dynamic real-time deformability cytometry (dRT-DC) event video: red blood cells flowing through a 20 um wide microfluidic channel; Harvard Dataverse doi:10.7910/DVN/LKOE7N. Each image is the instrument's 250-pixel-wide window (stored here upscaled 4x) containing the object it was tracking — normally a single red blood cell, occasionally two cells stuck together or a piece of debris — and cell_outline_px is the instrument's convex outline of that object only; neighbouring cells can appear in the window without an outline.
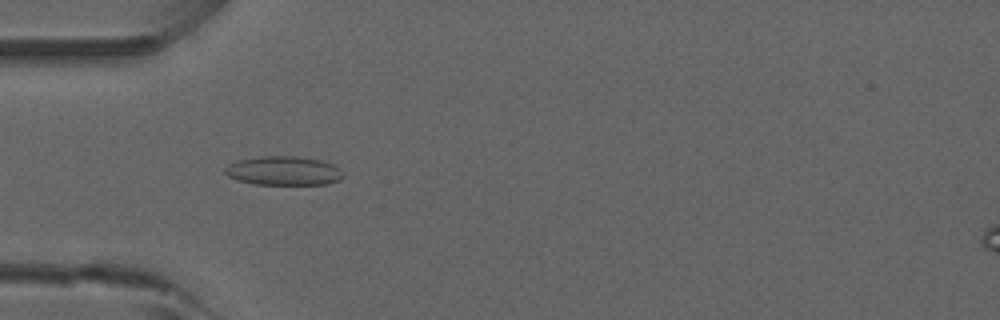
{"species": "common noctule bat (a hibernating species)", "species_latin": "Nyctalus noctula", "temperature_condition": "room temperature", "stored_images_in_passage": 35, "camera_frame_rate_fps": 3000, "um_per_image_px": 0.085, "animal": {"sex": "male", "forearm_length_mm": 52.5}, "frame": {"image": 1, "passage_image": 6, "time_ms": 1.667, "image_size_px": [1000, 320], "cell_outline_px": [[344, 176], [340, 180], [328, 184], [256, 184], [236, 180], [228, 176], [224, 172], [224, 168], [228, 164], [236, 160], [260, 156], [296, 156], [324, 160], [340, 168]], "centroid_in_image_um": [24.11, 14.51], "position_along_channel_um": 60.9, "area_um2": 20.23}}
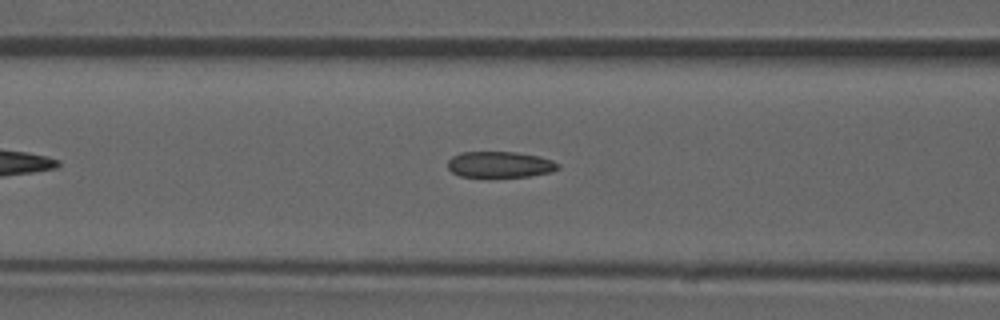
{"frame": {"image": 2, "passage_image": 11, "time_ms": 3.333, "image_size_px": [1000, 320], "cell_outline_px": [[560, 168], [552, 172], [528, 176], [460, 176], [452, 172], [448, 168], [448, 160], [452, 156], [460, 152], [516, 152], [540, 156], [552, 160], [560, 164]], "centroid_in_image_um": [42.51, 13.97], "position_along_channel_um": 124.1, "area_um2": 16.7}, "authors_computed_cell_mechanics": {"area_um2": 17.629, "velocity_mm_per_s": 3.9292, "shape_relaxation_time_tau1_ms": null, "shape_relaxation_time_tau2_ms": 2.0169, "deformation_change_tau1": null, "deformation_change_tau2": 0.0969}}